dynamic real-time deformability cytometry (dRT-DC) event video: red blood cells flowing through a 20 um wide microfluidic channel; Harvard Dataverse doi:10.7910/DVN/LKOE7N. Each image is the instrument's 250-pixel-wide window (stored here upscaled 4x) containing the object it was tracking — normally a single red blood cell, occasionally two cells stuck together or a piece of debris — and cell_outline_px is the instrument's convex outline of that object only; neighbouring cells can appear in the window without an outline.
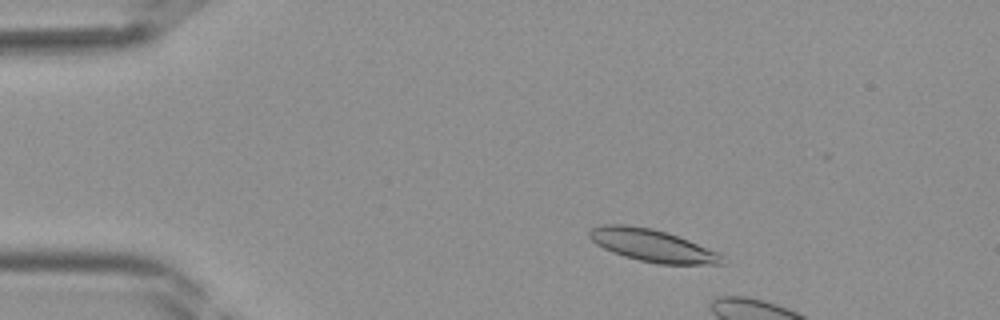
{"species": "Egyptian fruit bat (a non-hibernating species)", "species_latin": "Rousettus aegyptiacus", "temperature_condition": "room temperature", "stored_images_in_passage": 10, "camera_frame_rate_fps": 3000, "um_per_image_px": 0.085, "frame": {"image": 1, "passage_image": 6, "time_ms": 1.667, "image_size_px": [1000, 320], "cell_outline_px": [[724, 264], [660, 264], [640, 260], [624, 256], [612, 252], [596, 244], [588, 236], [588, 232], [592, 228], [600, 224], [624, 224], [652, 228], [688, 240], [720, 252]], "centroid_in_image_um": [55.42, 20.86], "position_along_channel_um": 29.6, "area_um2": 24.85}}